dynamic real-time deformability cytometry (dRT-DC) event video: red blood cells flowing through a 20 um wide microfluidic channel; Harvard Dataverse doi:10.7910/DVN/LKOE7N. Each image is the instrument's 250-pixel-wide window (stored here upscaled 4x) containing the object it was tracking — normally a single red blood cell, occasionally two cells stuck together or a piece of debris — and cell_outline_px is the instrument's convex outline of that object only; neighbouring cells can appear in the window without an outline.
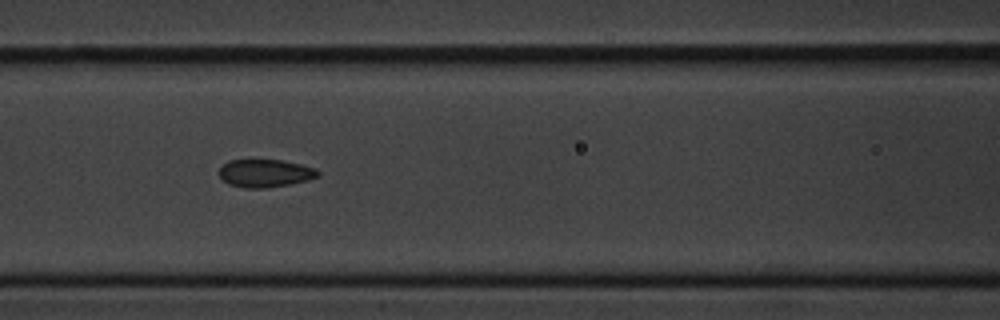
{"species": "common noctule bat (a hibernating species)", "species_latin": "Nyctalus noctula", "temperature_condition": "cold", "stored_images_in_passage": 9, "camera_frame_rate_fps": 3000, "um_per_image_px": 0.085, "animal": {"sex": "male", "body_mass_g": 20.1, "forearm_length_mm": 53.5}, "frame": {"image": 1, "passage_image": 6, "time_ms": 6.0, "image_size_px": [1000, 320], "cell_outline_px": [[320, 176], [308, 180], [292, 184], [268, 188], [244, 188], [228, 184], [220, 176], [220, 168], [228, 160], [280, 160], [300, 164], [316, 168], [320, 172]], "centroid_in_image_um": [22.57, 14.73], "position_along_channel_um": 144.0, "area_um2": 16.13}}
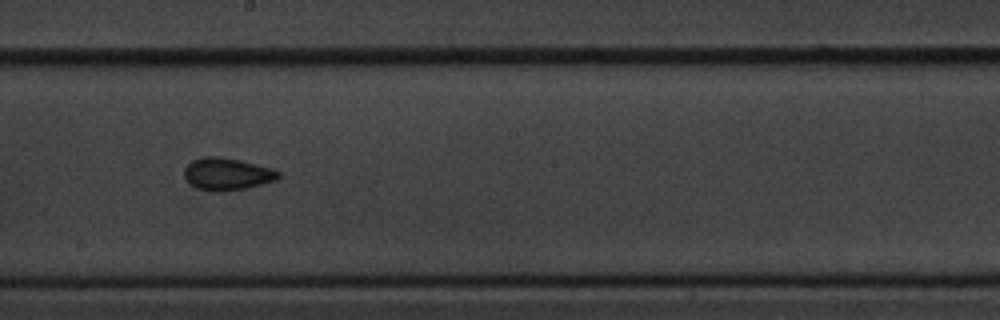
{"frame": {"image": 2, "passage_image": 8, "time_ms": 8.333, "image_size_px": [1000, 320], "cell_outline_px": [[280, 176], [276, 180], [248, 188], [220, 192], [216, 192], [196, 188], [184, 176], [184, 168], [192, 160], [204, 156], [216, 156], [240, 160], [272, 168], [280, 172]], "centroid_in_image_um": [19.31, 14.79], "position_along_channel_um": 228.9, "area_um2": 17.74}}
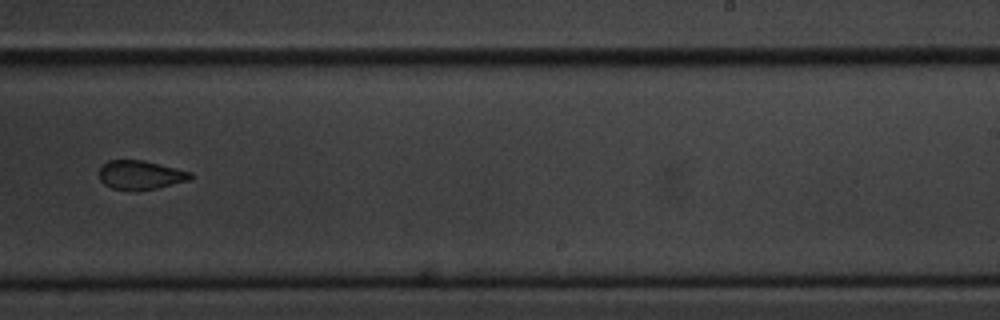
{"frame": {"image": 3, "passage_image": 9, "time_ms": 9.667, "image_size_px": [1000, 320], "cell_outline_px": [[192, 180], [156, 188], [136, 192], [132, 192], [112, 188], [104, 184], [100, 180], [100, 168], [108, 160], [144, 160], [192, 172]], "centroid_in_image_um": [11.95, 14.89], "position_along_channel_um": 277.0, "area_um2": 15.66}}